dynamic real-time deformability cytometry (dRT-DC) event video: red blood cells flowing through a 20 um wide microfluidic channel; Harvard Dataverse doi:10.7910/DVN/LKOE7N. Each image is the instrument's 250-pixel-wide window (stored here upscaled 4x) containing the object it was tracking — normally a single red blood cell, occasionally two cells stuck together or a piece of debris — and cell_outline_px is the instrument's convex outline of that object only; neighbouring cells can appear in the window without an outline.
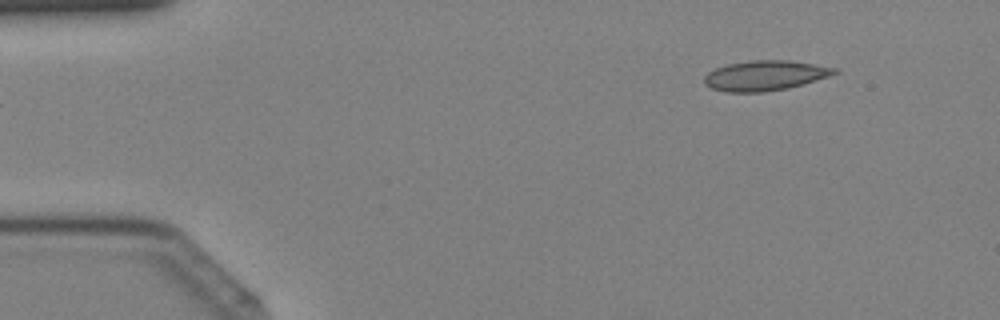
{"species": "Egyptian fruit bat (a non-hibernating species)", "species_latin": "Rousettus aegyptiacus", "temperature_condition": "cold", "stored_images_in_passage": 37, "camera_frame_rate_fps": 3000, "um_per_image_px": 0.085, "animal": {"sex": "female"}, "frame": {"image": 1, "passage_image": 1, "time_ms": 0.0, "image_size_px": [1000, 320], "cell_outline_px": [[840, 72], [804, 84], [788, 88], [764, 92], [724, 92], [712, 88], [704, 84], [704, 76], [708, 72], [716, 68], [728, 64], [752, 60], [788, 60], [840, 68]], "centroid_in_image_um": [65.04, 6.42], "position_along_channel_um": 20.0, "area_um2": 22.89}}
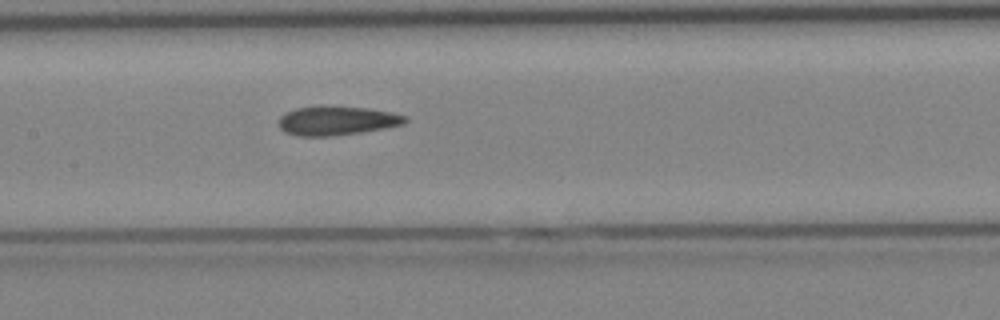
{"frame": {"image": 2, "passage_image": 16, "time_ms": 5.0, "image_size_px": [1000, 320], "cell_outline_px": [[408, 120], [404, 124], [384, 128], [360, 132], [332, 136], [296, 136], [284, 132], [280, 128], [280, 116], [284, 112], [296, 108], [320, 104], [368, 108], [392, 112], [408, 116]], "centroid_in_image_um": [28.62, 10.23], "position_along_channel_um": 178.8, "area_um2": 21.91}}
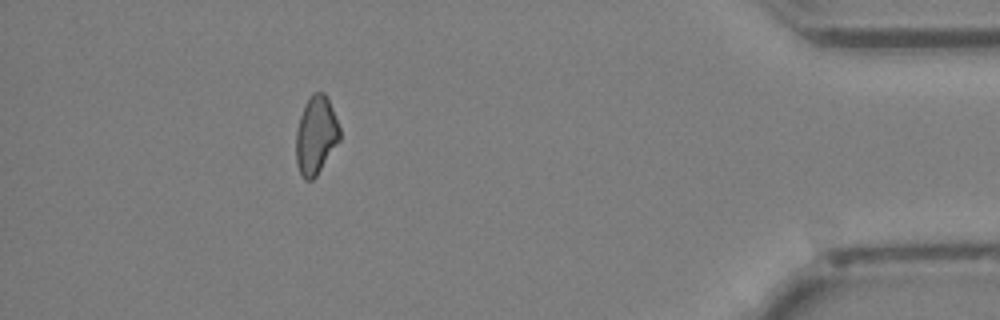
{"frame": {"image": 3, "passage_image": 33, "time_ms": 10.667, "image_size_px": [1000, 320], "cell_outline_px": [[340, 140], [316, 176], [312, 180], [304, 180], [300, 176], [296, 164], [296, 132], [300, 116], [304, 104], [312, 92], [324, 92], [328, 96], [340, 128]], "centroid_in_image_um": [26.85, 11.49], "position_along_channel_um": 408.4, "area_um2": 20.17}}